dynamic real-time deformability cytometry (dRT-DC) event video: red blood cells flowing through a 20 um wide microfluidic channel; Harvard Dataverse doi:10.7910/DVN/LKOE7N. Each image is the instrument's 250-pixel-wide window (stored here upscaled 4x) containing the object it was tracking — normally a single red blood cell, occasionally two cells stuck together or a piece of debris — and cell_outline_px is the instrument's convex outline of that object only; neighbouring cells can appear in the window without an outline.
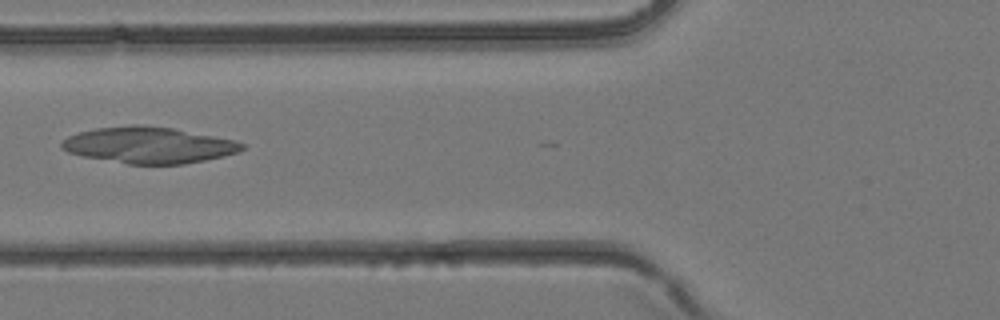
{"species": "common noctule bat (a hibernating species)", "species_latin": "Nyctalus noctula", "temperature_condition": "room temperature", "stored_images_in_passage": 5, "camera_frame_rate_fps": 3000, "um_per_image_px": 0.085, "animal": {"sex": "female", "body_mass_g": 24.6, "forearm_length_mm": 56.2}, "frame": {"image": 1, "passage_image": 5, "time_ms": 1.333, "image_size_px": [1000, 320], "cell_outline_px": [[244, 148], [240, 152], [224, 156], [184, 164], [128, 164], [84, 156], [68, 152], [60, 148], [60, 144], [68, 136], [80, 132], [96, 128], [132, 124], [144, 124], [172, 128], [236, 140], [244, 144]], "centroid_in_image_um": [12.66, 12.33], "position_along_channel_um": 113.1, "area_um2": 38.15}}